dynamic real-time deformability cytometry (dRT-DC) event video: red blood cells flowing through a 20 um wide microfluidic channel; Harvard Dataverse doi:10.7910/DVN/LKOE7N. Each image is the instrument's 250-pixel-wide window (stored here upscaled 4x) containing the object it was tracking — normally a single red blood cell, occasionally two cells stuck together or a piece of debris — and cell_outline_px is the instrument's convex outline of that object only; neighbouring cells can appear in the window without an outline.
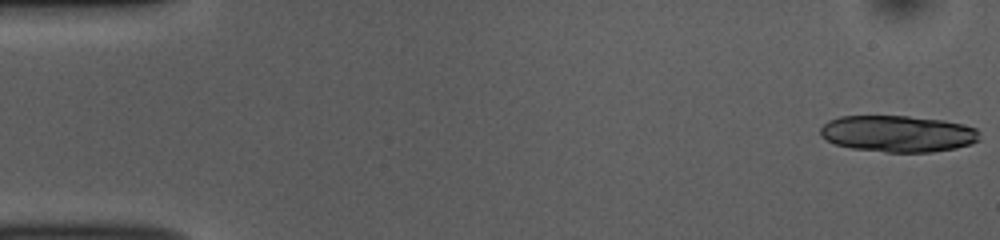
{"species": "common noctule bat (a hibernating species)", "species_latin": "Nyctalus noctula", "temperature_condition": "room temperature", "stored_images_in_passage": 39, "camera_frame_rate_fps": 3000, "um_per_image_px": 0.085, "animal": {"sex": "female", "body_mass_g": 10.0, "forearm_length_mm": 53.1}, "frame": {"image": 1, "passage_image": 1, "time_ms": 0.0, "image_size_px": [1000, 240], "cell_outline_px": [[980, 140], [972, 144], [956, 148], [932, 152], [884, 152], [852, 148], [836, 144], [820, 136], [820, 128], [828, 120], [840, 116], [908, 116], [944, 120], [976, 128], [980, 132]], "centroid_in_image_um": [76.34, 11.36], "position_along_channel_um": 8.7, "area_um2": 34.04}}
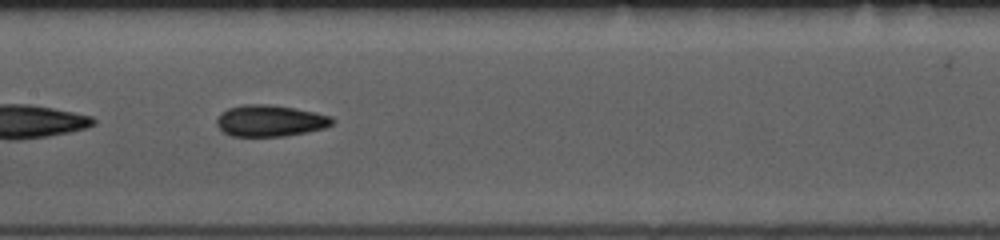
{"frame": {"image": 2, "passage_image": 26, "time_ms": 8.333, "image_size_px": [1000, 240], "cell_outline_px": [[336, 120], [332, 124], [324, 128], [308, 132], [284, 136], [232, 136], [224, 132], [216, 124], [216, 120], [220, 112], [228, 108], [244, 104], [268, 104], [316, 112], [332, 116]], "centroid_in_image_um": [22.97, 10.26], "position_along_channel_um": 184.4, "area_um2": 21.27}}
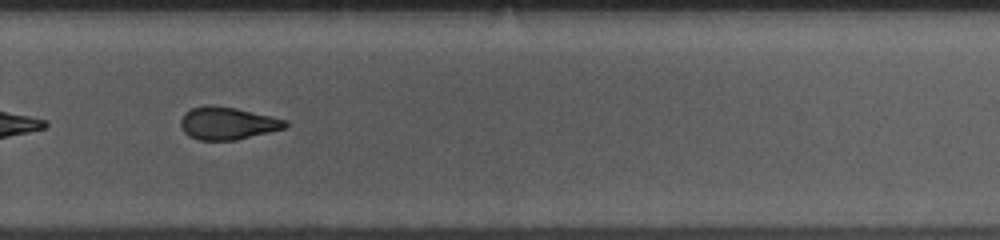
{"frame": {"image": 3, "passage_image": 36, "time_ms": 11.667, "image_size_px": [1000, 240], "cell_outline_px": [[288, 128], [236, 140], [200, 140], [188, 136], [184, 132], [180, 124], [180, 120], [184, 112], [192, 108], [204, 104], [212, 104], [236, 108], [288, 120]], "centroid_in_image_um": [19.34, 10.47], "position_along_channel_um": 310.5, "area_um2": 20.17}}